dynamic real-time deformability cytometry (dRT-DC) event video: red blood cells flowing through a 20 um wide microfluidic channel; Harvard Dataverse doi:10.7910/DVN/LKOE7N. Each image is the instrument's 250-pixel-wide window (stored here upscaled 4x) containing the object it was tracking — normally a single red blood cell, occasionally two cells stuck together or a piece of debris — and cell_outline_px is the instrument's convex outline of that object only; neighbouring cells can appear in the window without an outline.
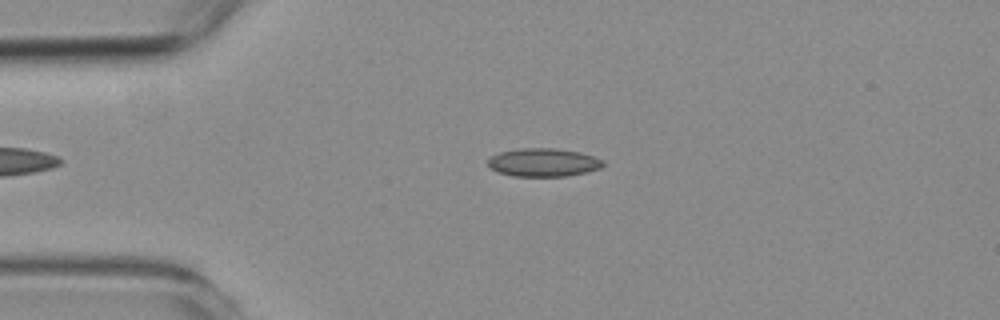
{"species": "common noctule bat (a hibernating species)", "species_latin": "Nyctalus noctula", "temperature_condition": "room temperature", "stored_images_in_passage": 52, "camera_frame_rate_fps": 3000, "um_per_image_px": 0.085, "animal": {"sex": "female", "body_mass_g": 19.3, "forearm_length_mm": 54.1}, "frame": {"image": 1, "passage_image": 8, "time_ms": 2.333, "image_size_px": [1000, 320], "cell_outline_px": [[604, 164], [600, 168], [588, 172], [568, 176], [512, 176], [496, 172], [488, 164], [488, 160], [492, 156], [500, 152], [520, 148], [552, 148], [580, 152], [604, 160]], "centroid_in_image_um": [46.2, 13.81], "position_along_channel_um": 38.8, "area_um2": 18.96}}
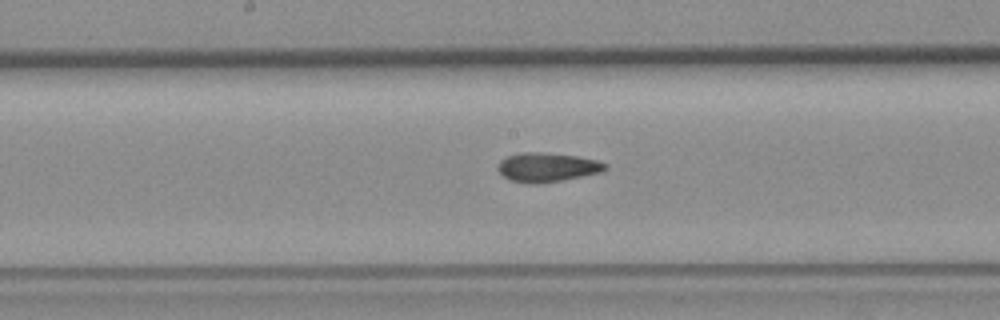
{"frame": {"image": 2, "passage_image": 24, "time_ms": 7.667, "image_size_px": [1000, 320], "cell_outline_px": [[608, 168], [604, 172], [540, 184], [528, 184], [508, 180], [496, 168], [500, 160], [508, 156], [520, 152], [540, 152], [576, 156], [596, 160], [608, 164]], "centroid_in_image_um": [46.51, 14.23], "position_along_channel_um": 201.7, "area_um2": 18.44}}
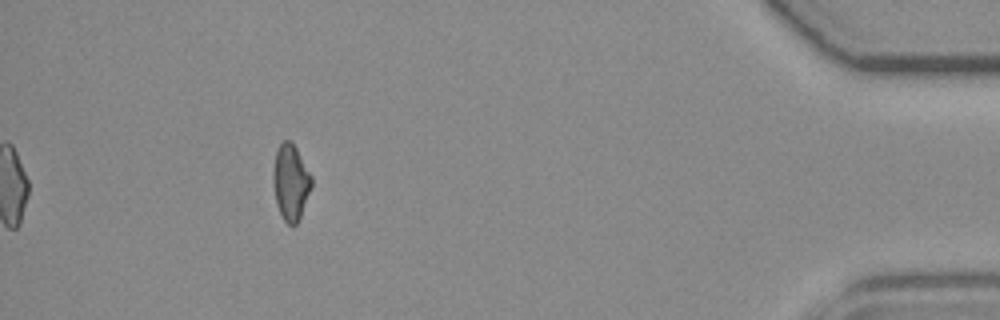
{"frame": {"image": 3, "passage_image": 47, "time_ms": 15.333, "image_size_px": [1000, 320], "cell_outline_px": [[312, 184], [300, 216], [296, 224], [292, 228], [284, 220], [276, 204], [272, 180], [272, 172], [276, 152], [280, 144], [284, 140], [292, 140], [312, 176]], "centroid_in_image_um": [24.69, 15.47], "position_along_channel_um": 410.5, "area_um2": 16.99}, "authors_computed_cell_mechanics": {"area_um2": 17.8024, "velocity_mm_per_s": 3.5594, "shape_relaxation_time_tau1_ms": null, "shape_relaxation_time_tau2_ms": 2.9278, "deformation_change_tau1": null, "deformation_change_tau2": 0.0998}}